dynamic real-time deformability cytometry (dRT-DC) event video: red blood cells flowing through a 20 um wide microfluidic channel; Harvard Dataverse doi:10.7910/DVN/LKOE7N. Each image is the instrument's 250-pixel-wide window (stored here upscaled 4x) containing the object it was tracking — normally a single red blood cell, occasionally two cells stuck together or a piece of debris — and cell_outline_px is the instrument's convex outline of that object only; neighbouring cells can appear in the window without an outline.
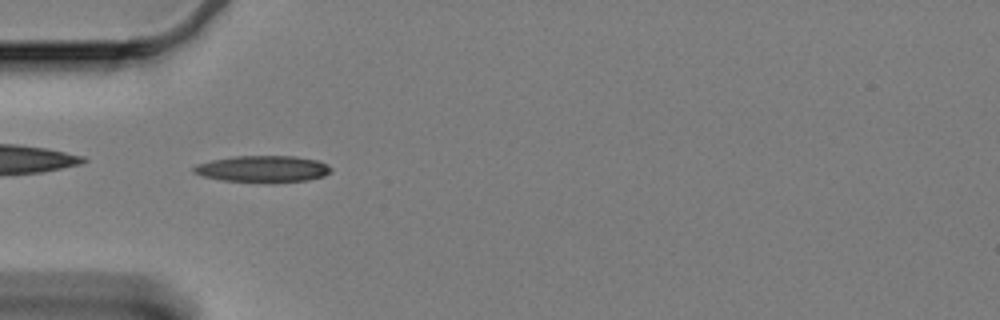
{"species": "Egyptian fruit bat (a non-hibernating species)", "species_latin": "Rousettus aegyptiacus", "temperature_condition": "cold", "stored_images_in_passage": 44, "camera_frame_rate_fps": 3000, "um_per_image_px": 0.085, "animal": {"sex": "female"}, "frame": {"image": 1, "passage_image": 2, "time_ms": 0.333, "image_size_px": [1000, 320], "cell_outline_px": [[332, 172], [324, 176], [308, 180], [224, 180], [204, 176], [192, 172], [192, 168], [196, 164], [212, 160], [236, 156], [296, 156], [316, 160], [328, 164], [332, 168]], "centroid_in_image_um": [22.36, 14.31], "position_along_channel_um": 62.6, "area_um2": 20.46}}
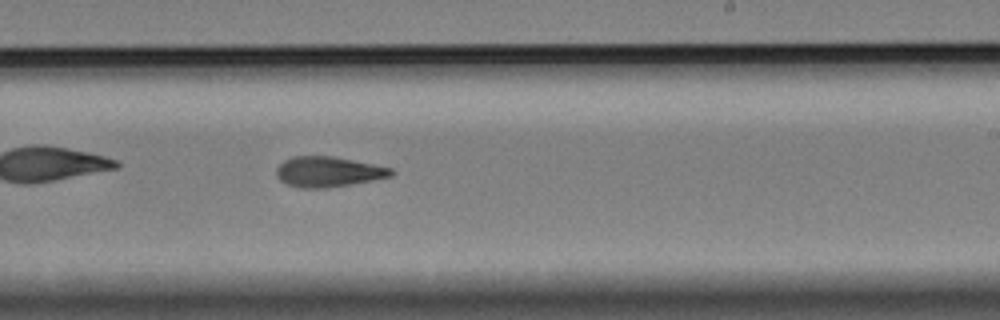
{"frame": {"image": 2, "passage_image": 20, "time_ms": 6.333, "image_size_px": [1000, 320], "cell_outline_px": [[396, 172], [392, 176], [352, 184], [328, 188], [304, 188], [288, 184], [280, 180], [276, 176], [276, 168], [284, 160], [292, 156], [332, 156], [392, 168]], "centroid_in_image_um": [27.9, 14.6], "position_along_channel_um": 261.1, "area_um2": 20.23}}
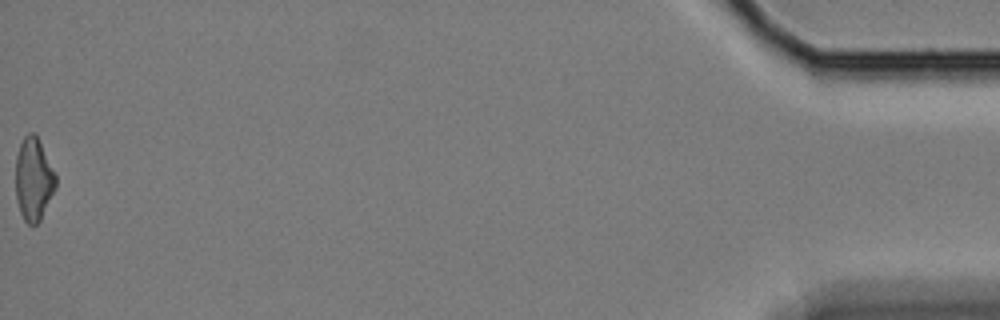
{"frame": {"image": 3, "passage_image": 44, "time_ms": 14.333, "image_size_px": [1000, 320], "cell_outline_px": [[56, 188], [40, 220], [36, 224], [28, 224], [24, 220], [20, 212], [16, 200], [16, 156], [20, 144], [24, 136], [28, 132], [32, 132], [36, 136], [56, 176]], "centroid_in_image_um": [2.84, 15.26], "position_along_channel_um": 432.4, "area_um2": 19.07}, "authors_computed_cell_mechanics": {"area_um2": 19.9699, "velocity_mm_per_s": 3.324, "shape_relaxation_time_tau1_ms": 9.9723, "shape_relaxation_time_tau2_ms": 4.7869, "deformation_change_tau1": 0.2244, "deformation_change_tau2": 0.141}}